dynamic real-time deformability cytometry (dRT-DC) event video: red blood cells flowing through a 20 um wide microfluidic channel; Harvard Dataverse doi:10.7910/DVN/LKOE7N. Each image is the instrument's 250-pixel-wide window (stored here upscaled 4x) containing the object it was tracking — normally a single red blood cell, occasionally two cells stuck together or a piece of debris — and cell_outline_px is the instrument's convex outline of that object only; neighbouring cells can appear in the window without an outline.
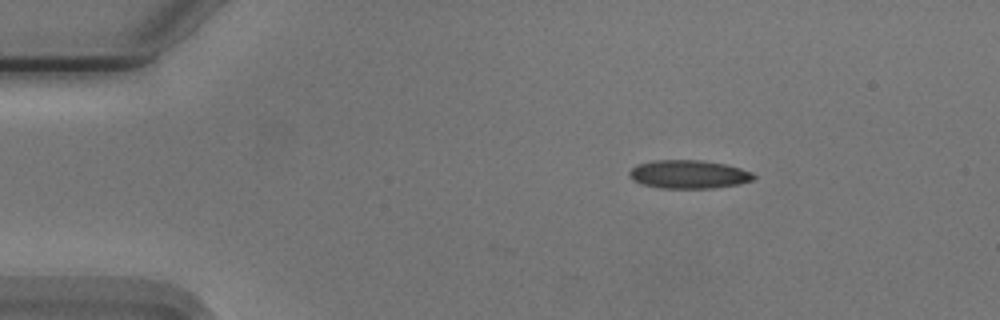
{"species": "Egyptian fruit bat (a non-hibernating species)", "species_latin": "Rousettus aegyptiacus", "temperature_condition": "cold", "stored_images_in_passage": 44, "camera_frame_rate_fps": 3000, "um_per_image_px": 0.085, "animal": {"sex": "male"}, "frame": {"image": 1, "passage_image": 1, "time_ms": 0.0, "image_size_px": [1000, 320], "cell_outline_px": [[756, 180], [740, 184], [716, 188], [660, 188], [640, 184], [632, 180], [628, 176], [628, 172], [636, 164], [652, 160], [704, 160], [724, 164], [740, 168], [752, 172], [756, 176]], "centroid_in_image_um": [58.53, 14.82], "position_along_channel_um": 26.5, "area_um2": 20.98}}
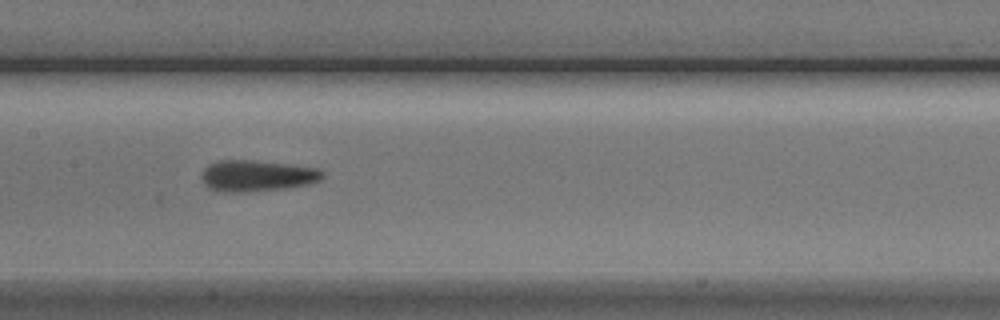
{"frame": {"image": 2, "passage_image": 19, "time_ms": 6.0, "image_size_px": [1000, 320], "cell_outline_px": [[324, 176], [320, 180], [308, 184], [288, 188], [244, 192], [216, 192], [208, 188], [204, 184], [200, 176], [200, 172], [208, 164], [220, 160], [252, 160], [316, 168], [324, 172]], "centroid_in_image_um": [21.77, 14.95], "position_along_channel_um": 185.6, "area_um2": 22.2}}
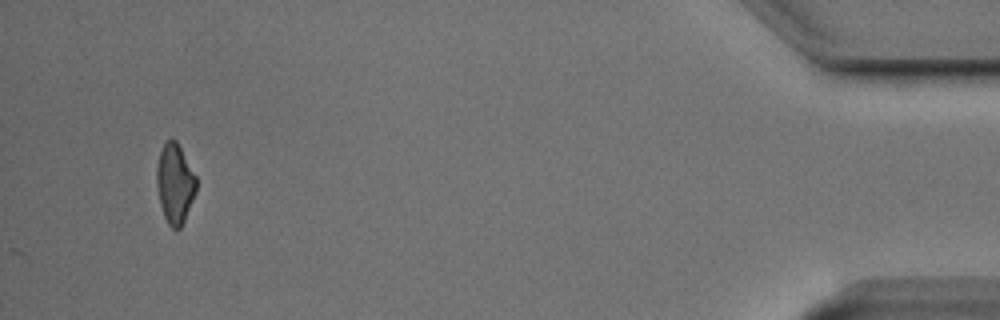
{"frame": {"image": 3, "passage_image": 44, "time_ms": 14.333, "image_size_px": [1000, 320], "cell_outline_px": [[196, 192], [184, 220], [180, 228], [176, 232], [168, 224], [164, 216], [160, 204], [156, 188], [156, 168], [160, 152], [164, 144], [172, 136], [176, 140], [196, 176]], "centroid_in_image_um": [14.85, 15.61], "position_along_channel_um": 420.3, "area_um2": 18.44}, "authors_computed_cell_mechanics": {"area_um2": 20.3745, "velocity_mm_per_s": 3.75, "shape_relaxation_time_tau1_ms": 2.8978, "shape_relaxation_time_tau2_ms": 2.7266, "deformation_change_tau1": 0.1256, "deformation_change_tau2": 0.127}}